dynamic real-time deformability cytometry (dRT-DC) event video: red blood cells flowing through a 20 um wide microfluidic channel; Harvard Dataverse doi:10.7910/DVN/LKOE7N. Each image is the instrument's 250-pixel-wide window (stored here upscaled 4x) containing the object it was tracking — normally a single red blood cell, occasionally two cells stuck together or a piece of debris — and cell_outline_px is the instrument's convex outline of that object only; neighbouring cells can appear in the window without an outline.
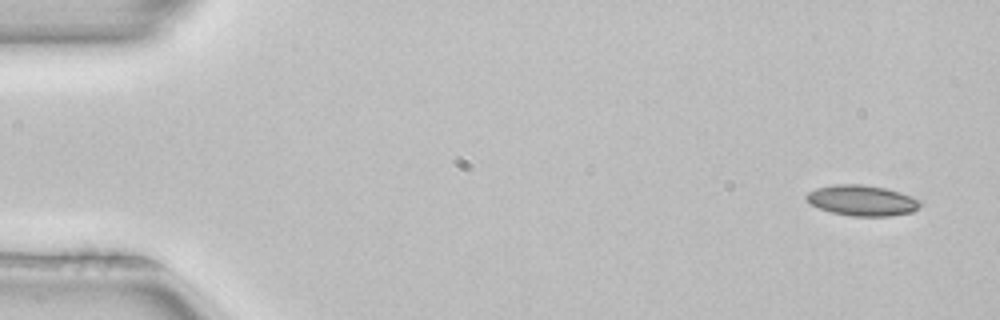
{"species": "common noctule bat (a hibernating species)", "species_latin": "Nyctalus noctula", "temperature_condition": "room temperature", "stored_images_in_passage": 3, "camera_frame_rate_fps": 3000, "um_per_image_px": 0.085, "animal": {"sex": "female", "body_mass_g": 22.7, "forearm_length_mm": 54.2}, "frame": {"image": 1, "passage_image": 1, "time_ms": 0.0, "image_size_px": [1000, 320], "cell_outline_px": [[924, 204], [912, 212], [888, 216], [852, 216], [832, 212], [820, 208], [812, 204], [804, 196], [808, 192], [816, 188], [836, 184], [860, 184], [884, 188], [900, 192], [924, 200]], "centroid_in_image_um": [73.34, 17.04], "position_along_channel_um": 11.7, "area_um2": 20.35}}